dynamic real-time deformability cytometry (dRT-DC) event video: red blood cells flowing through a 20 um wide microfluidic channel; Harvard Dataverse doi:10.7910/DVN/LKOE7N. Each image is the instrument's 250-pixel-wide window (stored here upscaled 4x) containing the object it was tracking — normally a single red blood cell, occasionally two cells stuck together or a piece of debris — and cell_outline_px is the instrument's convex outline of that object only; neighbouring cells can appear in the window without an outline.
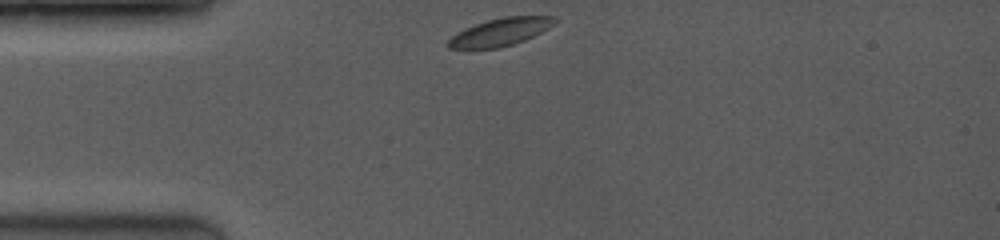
{"species": "common noctule bat (a hibernating species)", "species_latin": "Nyctalus noctula", "temperature_condition": "room temperature", "stored_images_in_passage": 14, "camera_frame_rate_fps": 3500, "um_per_image_px": 0.085, "animal": {"sex": "female", "body_mass_g": 19.0, "forearm_length_mm": 53.3}, "frame": {"image": 1, "passage_image": 1, "time_ms": 0.0, "image_size_px": [1000, 240], "cell_outline_px": [[560, 20], [548, 28], [524, 40], [500, 48], [448, 48], [444, 44], [456, 32], [464, 28], [488, 20], [504, 16], [556, 16]], "centroid_in_image_um": [42.52, 2.71], "position_along_channel_um": 42.5, "area_um2": 17.17}}
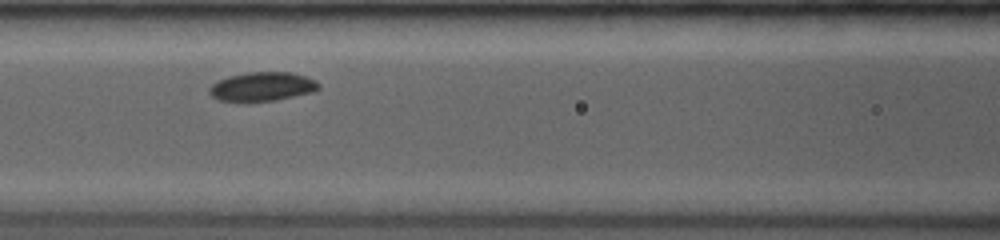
{"frame": {"image": 2, "passage_image": 5, "time_ms": 3.143, "image_size_px": [1000, 240], "cell_outline_px": [[320, 88], [312, 92], [276, 100], [240, 104], [216, 100], [208, 92], [208, 88], [216, 80], [228, 76], [248, 72], [292, 72], [316, 80], [320, 84]], "centroid_in_image_um": [22.21, 7.39], "position_along_channel_um": 144.4, "area_um2": 19.19}}
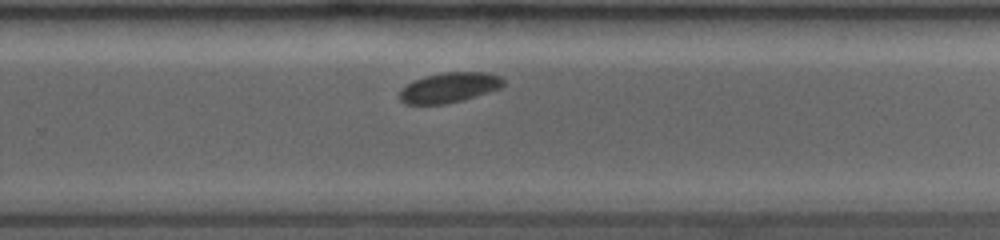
{"frame": {"image": 3, "passage_image": 13, "time_ms": 6.857, "image_size_px": [1000, 240], "cell_outline_px": [[504, 84], [500, 88], [464, 100], [444, 104], [404, 104], [400, 100], [400, 88], [412, 80], [424, 76], [444, 72], [488, 72], [500, 76], [504, 80]], "centroid_in_image_um": [38.16, 7.43], "position_along_channel_um": 291.6, "area_um2": 18.38}}